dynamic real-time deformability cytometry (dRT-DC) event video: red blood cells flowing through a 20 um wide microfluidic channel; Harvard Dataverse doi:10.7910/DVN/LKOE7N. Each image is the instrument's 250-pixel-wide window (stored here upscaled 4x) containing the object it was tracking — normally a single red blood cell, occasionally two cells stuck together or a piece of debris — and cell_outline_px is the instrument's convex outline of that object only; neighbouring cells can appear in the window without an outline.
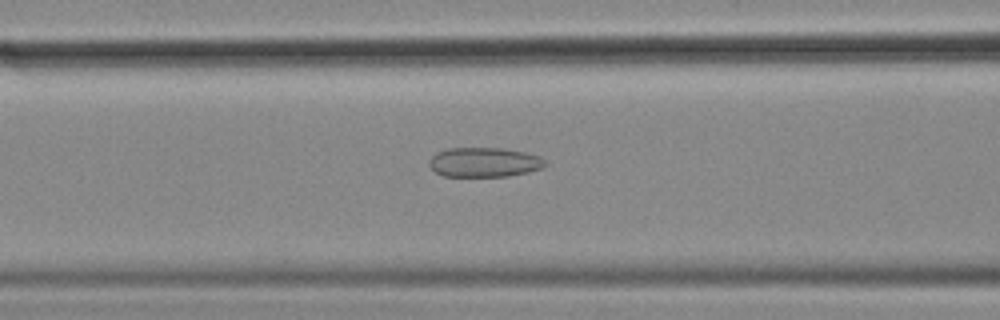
{"species": "common noctule bat (a hibernating species)", "species_latin": "Nyctalus noctula", "temperature_condition": "cold", "stored_images_in_passage": 56, "camera_frame_rate_fps": 3000, "um_per_image_px": 0.085, "animal": {"sex": "female", "body_mass_g": 18.4}, "frame": {"image": 1, "passage_image": 22, "time_ms": 7.0, "image_size_px": [1000, 320], "cell_outline_px": [[548, 164], [540, 168], [528, 172], [508, 176], [444, 176], [436, 172], [428, 164], [428, 160], [436, 152], [448, 148], [504, 148], [524, 152], [540, 156]], "centroid_in_image_um": [41.15, 13.78], "position_along_channel_um": 125.5, "area_um2": 20.0}}
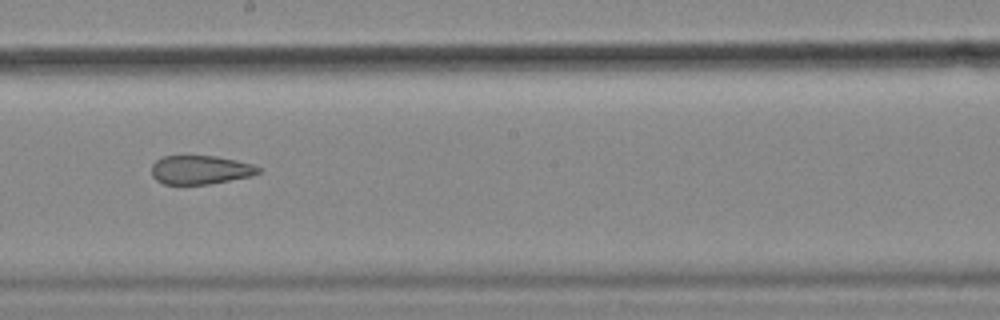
{"frame": {"image": 2, "passage_image": 31, "time_ms": 10.0, "image_size_px": [1000, 320], "cell_outline_px": [[260, 172], [252, 176], [208, 184], [164, 184], [156, 180], [152, 176], [152, 164], [156, 160], [164, 156], [216, 156], [236, 160], [252, 164], [260, 168]], "centroid_in_image_um": [17.02, 14.43], "position_along_channel_um": 231.2, "area_um2": 17.86}}
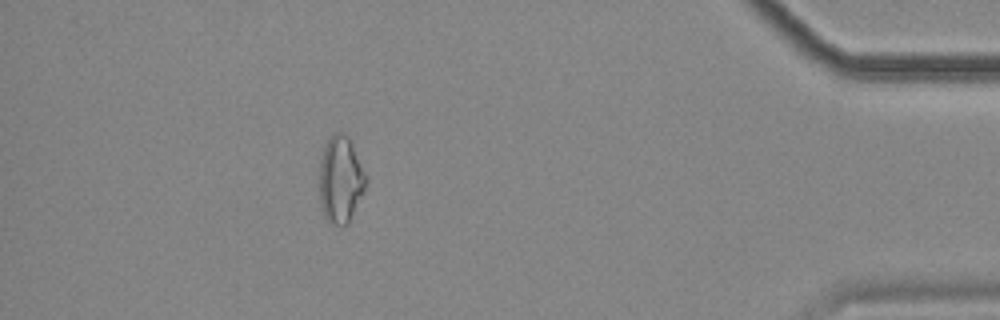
{"frame": {"image": 3, "passage_image": 50, "time_ms": 16.333, "image_size_px": [1000, 320], "cell_outline_px": [[364, 188], [348, 224], [328, 224], [324, 216], [320, 204], [320, 160], [324, 148], [332, 132], [344, 132], [348, 136], [364, 176]], "centroid_in_image_um": [28.88, 15.27], "position_along_channel_um": 406.3, "area_um2": 22.72}, "authors_computed_cell_mechanics": {"area_um2": 22.6865, "velocity_mm_per_s": 3.5402, "shape_relaxation_time_tau1_ms": null, "shape_relaxation_time_tau2_ms": 3.5104, "deformation_change_tau1": null, "deformation_change_tau2": 0.1146}}